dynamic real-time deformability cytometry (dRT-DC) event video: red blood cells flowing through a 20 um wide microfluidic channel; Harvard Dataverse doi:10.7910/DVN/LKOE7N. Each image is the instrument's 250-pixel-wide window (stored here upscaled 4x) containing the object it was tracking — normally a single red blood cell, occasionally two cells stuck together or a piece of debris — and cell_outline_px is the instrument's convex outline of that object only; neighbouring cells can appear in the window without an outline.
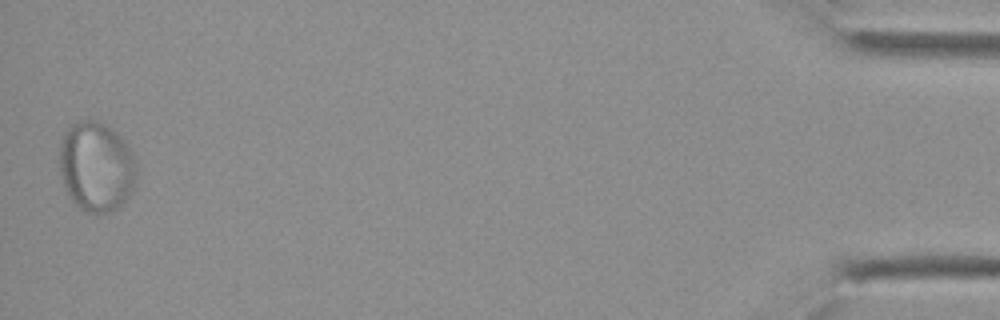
{"species": "Egyptian fruit bat (a non-hibernating species)", "species_latin": "Rousettus aegyptiacus", "temperature_condition": "cold", "stored_images_in_passage": 23, "segment_of_instrument_passage": [2, 2], "camera_frame_rate_fps": 3000, "um_per_image_px": 0.085, "animal": {"sex": "female"}, "frame": {"image": 1, "passage_image": 23, "time_ms": 7.333, "image_size_px": [1000, 320], "cell_outline_px": [[136, 180], [132, 192], [116, 208], [108, 212], [96, 216], [84, 212], [68, 196], [64, 184], [60, 168], [60, 144], [64, 132], [76, 120], [104, 120], [128, 144], [136, 164]], "centroid_in_image_um": [8.19, 14.15], "position_along_channel_um": 427.0, "area_um2": 40.92}}